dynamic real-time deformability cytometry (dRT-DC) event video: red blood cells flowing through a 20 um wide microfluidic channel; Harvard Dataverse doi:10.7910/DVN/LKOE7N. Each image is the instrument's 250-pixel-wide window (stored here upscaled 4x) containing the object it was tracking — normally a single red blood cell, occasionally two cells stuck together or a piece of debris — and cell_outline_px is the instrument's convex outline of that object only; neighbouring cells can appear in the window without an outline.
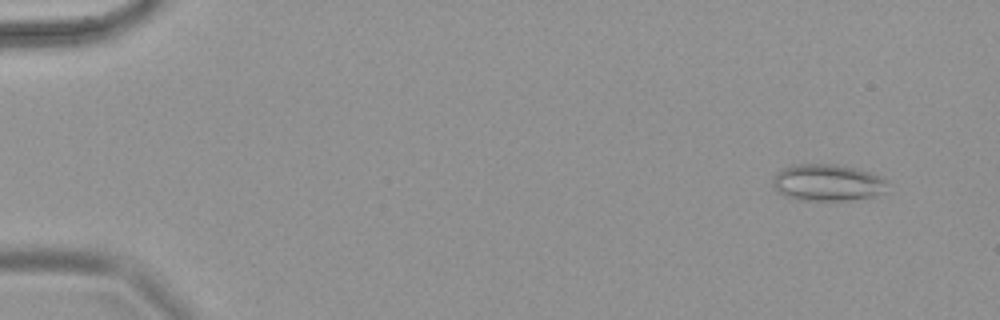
{"species": "common noctule bat (a hibernating species)", "species_latin": "Nyctalus noctula", "temperature_condition": "warm", "stored_images_in_passage": 65, "camera_frame_rate_fps": 3000, "um_per_image_px": 0.085, "animal": {"sex": "female", "body_mass_g": 18.4}, "frame": {"image": 1, "passage_image": 4, "time_ms": 1.0, "image_size_px": [1000, 320], "cell_outline_px": [[888, 192], [872, 196], [848, 200], [800, 200], [784, 196], [772, 184], [772, 176], [776, 172], [792, 164], [836, 164], [856, 168], [872, 172], [888, 180]], "centroid_in_image_um": [70.37, 15.51], "position_along_channel_um": 14.6, "area_um2": 24.91}}
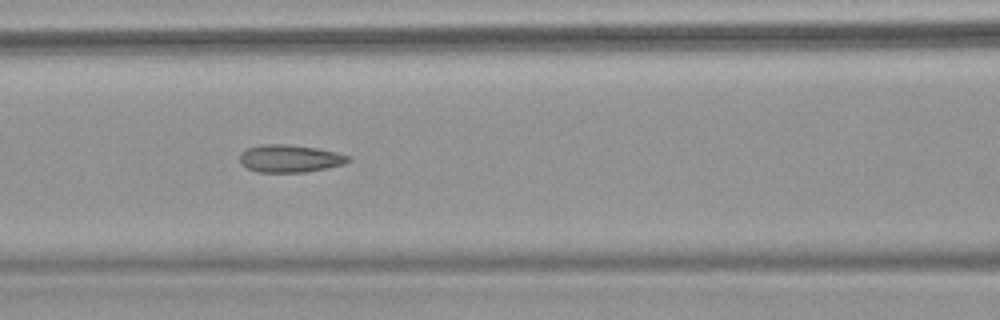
{"frame": {"image": 2, "passage_image": 29, "time_ms": 9.333, "image_size_px": [1000, 320], "cell_outline_px": [[352, 160], [344, 164], [304, 172], [256, 172], [240, 164], [240, 152], [248, 148], [260, 144], [288, 144], [316, 148], [336, 152], [352, 156]], "centroid_in_image_um": [24.63, 13.47], "position_along_channel_um": 142.0, "area_um2": 17.51}}
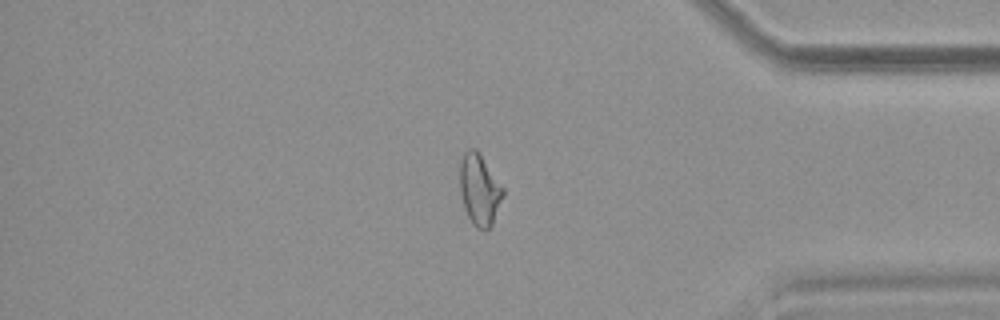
{"frame": {"image": 3, "passage_image": 55, "time_ms": 18.0, "image_size_px": [1000, 320], "cell_outline_px": [[504, 196], [492, 224], [484, 232], [476, 228], [472, 224], [464, 208], [460, 192], [460, 160], [464, 152], [468, 148], [476, 148], [480, 152], [504, 188]], "centroid_in_image_um": [40.76, 16.11], "position_along_channel_um": 394.4, "area_um2": 18.26}}